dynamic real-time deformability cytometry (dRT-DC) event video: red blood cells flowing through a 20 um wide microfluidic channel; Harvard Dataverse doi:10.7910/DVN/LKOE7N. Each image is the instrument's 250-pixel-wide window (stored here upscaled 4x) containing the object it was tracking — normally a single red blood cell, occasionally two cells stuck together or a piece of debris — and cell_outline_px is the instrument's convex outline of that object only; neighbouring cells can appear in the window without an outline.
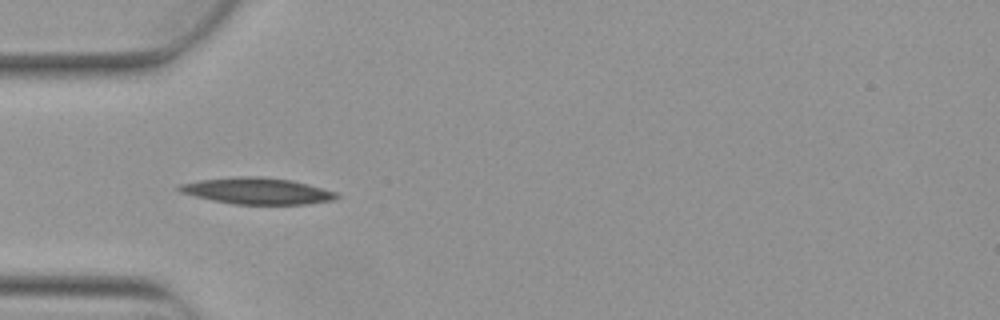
{"species": "Egyptian fruit bat (a non-hibernating species)", "species_latin": "Rousettus aegyptiacus", "temperature_condition": "warm", "stored_images_in_passage": 6, "camera_frame_rate_fps": 3000, "um_per_image_px": 0.085, "animal": {"sex": "female"}, "frame": {"image": 1, "passage_image": 5, "time_ms": 1.333, "image_size_px": [1000, 320], "cell_outline_px": [[340, 196], [332, 200], [308, 204], [236, 204], [212, 200], [180, 192], [176, 188], [180, 184], [200, 180], [236, 176], [260, 176], [292, 180], [308, 184], [336, 192]], "centroid_in_image_um": [21.86, 16.22], "position_along_channel_um": 63.1, "area_um2": 24.1}}
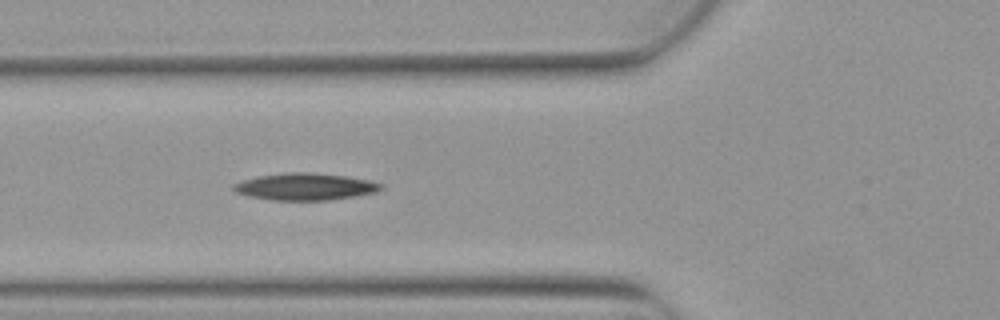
{"frame": {"image": 2, "passage_image": 6, "time_ms": 1.667, "image_size_px": [1000, 320], "cell_outline_px": [[384, 188], [376, 192], [356, 196], [328, 200], [272, 200], [248, 196], [236, 192], [232, 188], [232, 184], [256, 176], [284, 172], [308, 172], [348, 176], [368, 180], [384, 184]], "centroid_in_image_um": [25.94, 15.86], "position_along_channel_um": 99.9, "area_um2": 23.35}}